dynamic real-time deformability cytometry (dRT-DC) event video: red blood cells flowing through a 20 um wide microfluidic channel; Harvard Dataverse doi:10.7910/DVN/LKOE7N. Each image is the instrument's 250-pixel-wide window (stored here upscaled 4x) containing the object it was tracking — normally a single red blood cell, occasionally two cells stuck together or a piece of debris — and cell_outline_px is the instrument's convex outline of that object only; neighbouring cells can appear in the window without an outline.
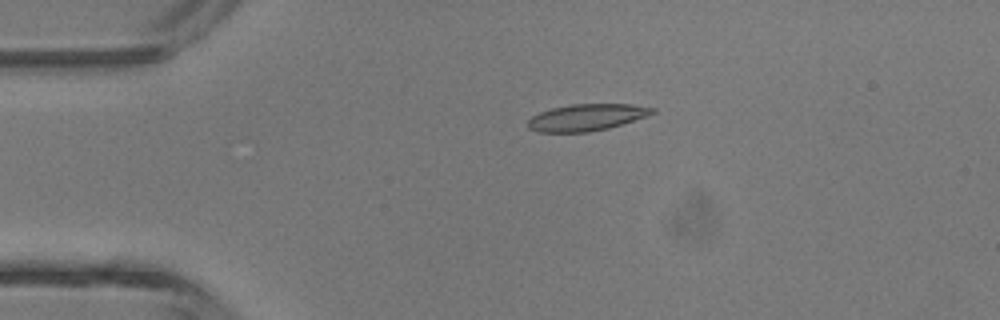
{"species": "common noctule bat (a hibernating species)", "species_latin": "Nyctalus noctula", "temperature_condition": "room temperature", "stored_images_in_passage": 4, "camera_frame_rate_fps": 3000, "um_per_image_px": 0.085, "animal": {"sex": "male", "body_mass_g": 13.3}, "frame": {"image": 1, "passage_image": 3, "time_ms": 2.333, "image_size_px": [1000, 320], "cell_outline_px": [[656, 112], [648, 116], [608, 128], [588, 132], [536, 132], [528, 128], [528, 120], [532, 116], [540, 112], [552, 108], [572, 104], [632, 104], [656, 108]], "centroid_in_image_um": [49.88, 9.97], "position_along_channel_um": 35.1, "area_um2": 19.42}}